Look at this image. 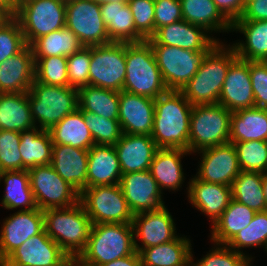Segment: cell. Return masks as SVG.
I'll return each mask as SVG.
<instances>
[{"label":"cell","mask_w":267,"mask_h":266,"mask_svg":"<svg viewBox=\"0 0 267 266\" xmlns=\"http://www.w3.org/2000/svg\"><path fill=\"white\" fill-rule=\"evenodd\" d=\"M0 231V264L28 238L44 230V213L39 208L18 210L2 223Z\"/></svg>","instance_id":"obj_16"},{"label":"cell","mask_w":267,"mask_h":266,"mask_svg":"<svg viewBox=\"0 0 267 266\" xmlns=\"http://www.w3.org/2000/svg\"><path fill=\"white\" fill-rule=\"evenodd\" d=\"M183 20L207 32H231L232 23L219 11L213 0H180ZM222 30V31H221Z\"/></svg>","instance_id":"obj_32"},{"label":"cell","mask_w":267,"mask_h":266,"mask_svg":"<svg viewBox=\"0 0 267 266\" xmlns=\"http://www.w3.org/2000/svg\"><path fill=\"white\" fill-rule=\"evenodd\" d=\"M23 1H25V0H18V8H19L20 3Z\"/></svg>","instance_id":"obj_62"},{"label":"cell","mask_w":267,"mask_h":266,"mask_svg":"<svg viewBox=\"0 0 267 266\" xmlns=\"http://www.w3.org/2000/svg\"><path fill=\"white\" fill-rule=\"evenodd\" d=\"M7 17L8 15L2 9H0V23Z\"/></svg>","instance_id":"obj_60"},{"label":"cell","mask_w":267,"mask_h":266,"mask_svg":"<svg viewBox=\"0 0 267 266\" xmlns=\"http://www.w3.org/2000/svg\"><path fill=\"white\" fill-rule=\"evenodd\" d=\"M249 74L255 97V107L267 109V62L249 61Z\"/></svg>","instance_id":"obj_50"},{"label":"cell","mask_w":267,"mask_h":266,"mask_svg":"<svg viewBox=\"0 0 267 266\" xmlns=\"http://www.w3.org/2000/svg\"><path fill=\"white\" fill-rule=\"evenodd\" d=\"M201 162L197 179L209 183L232 185L234 179L241 172L237 153L232 142L200 150Z\"/></svg>","instance_id":"obj_14"},{"label":"cell","mask_w":267,"mask_h":266,"mask_svg":"<svg viewBox=\"0 0 267 266\" xmlns=\"http://www.w3.org/2000/svg\"><path fill=\"white\" fill-rule=\"evenodd\" d=\"M21 132L0 130V172L22 170Z\"/></svg>","instance_id":"obj_47"},{"label":"cell","mask_w":267,"mask_h":266,"mask_svg":"<svg viewBox=\"0 0 267 266\" xmlns=\"http://www.w3.org/2000/svg\"><path fill=\"white\" fill-rule=\"evenodd\" d=\"M14 17L31 46L38 38L65 27L66 0H25Z\"/></svg>","instance_id":"obj_9"},{"label":"cell","mask_w":267,"mask_h":266,"mask_svg":"<svg viewBox=\"0 0 267 266\" xmlns=\"http://www.w3.org/2000/svg\"><path fill=\"white\" fill-rule=\"evenodd\" d=\"M263 192L265 197V203L267 206V171L262 173Z\"/></svg>","instance_id":"obj_57"},{"label":"cell","mask_w":267,"mask_h":266,"mask_svg":"<svg viewBox=\"0 0 267 266\" xmlns=\"http://www.w3.org/2000/svg\"><path fill=\"white\" fill-rule=\"evenodd\" d=\"M49 133L53 145H69L83 150H89L95 145L92 134L85 124L83 112L79 108L74 113L66 115L49 130Z\"/></svg>","instance_id":"obj_33"},{"label":"cell","mask_w":267,"mask_h":266,"mask_svg":"<svg viewBox=\"0 0 267 266\" xmlns=\"http://www.w3.org/2000/svg\"><path fill=\"white\" fill-rule=\"evenodd\" d=\"M34 80L35 61L30 45L0 64V93L28 92Z\"/></svg>","instance_id":"obj_22"},{"label":"cell","mask_w":267,"mask_h":266,"mask_svg":"<svg viewBox=\"0 0 267 266\" xmlns=\"http://www.w3.org/2000/svg\"><path fill=\"white\" fill-rule=\"evenodd\" d=\"M34 61L42 57L64 56L68 57L84 45L80 39L68 28L48 33L38 38L32 45Z\"/></svg>","instance_id":"obj_39"},{"label":"cell","mask_w":267,"mask_h":266,"mask_svg":"<svg viewBox=\"0 0 267 266\" xmlns=\"http://www.w3.org/2000/svg\"><path fill=\"white\" fill-rule=\"evenodd\" d=\"M127 4L134 18L135 42L150 39L155 33L154 0H129Z\"/></svg>","instance_id":"obj_46"},{"label":"cell","mask_w":267,"mask_h":266,"mask_svg":"<svg viewBox=\"0 0 267 266\" xmlns=\"http://www.w3.org/2000/svg\"><path fill=\"white\" fill-rule=\"evenodd\" d=\"M231 31L244 34L245 41L233 43L236 55L245 61H267V20L234 21Z\"/></svg>","instance_id":"obj_28"},{"label":"cell","mask_w":267,"mask_h":266,"mask_svg":"<svg viewBox=\"0 0 267 266\" xmlns=\"http://www.w3.org/2000/svg\"><path fill=\"white\" fill-rule=\"evenodd\" d=\"M191 242L178 236L176 239L144 248L140 252L142 266H184L191 260Z\"/></svg>","instance_id":"obj_34"},{"label":"cell","mask_w":267,"mask_h":266,"mask_svg":"<svg viewBox=\"0 0 267 266\" xmlns=\"http://www.w3.org/2000/svg\"><path fill=\"white\" fill-rule=\"evenodd\" d=\"M134 237L141 241V245L134 238L135 250L141 252L144 248L168 243L176 239V227L172 215L165 206L158 210L141 212L133 216Z\"/></svg>","instance_id":"obj_15"},{"label":"cell","mask_w":267,"mask_h":266,"mask_svg":"<svg viewBox=\"0 0 267 266\" xmlns=\"http://www.w3.org/2000/svg\"><path fill=\"white\" fill-rule=\"evenodd\" d=\"M92 1L96 2L99 5H102L105 3H116V2L128 3L129 0H92Z\"/></svg>","instance_id":"obj_58"},{"label":"cell","mask_w":267,"mask_h":266,"mask_svg":"<svg viewBox=\"0 0 267 266\" xmlns=\"http://www.w3.org/2000/svg\"><path fill=\"white\" fill-rule=\"evenodd\" d=\"M122 170L114 145H93L88 151L87 188L120 184Z\"/></svg>","instance_id":"obj_26"},{"label":"cell","mask_w":267,"mask_h":266,"mask_svg":"<svg viewBox=\"0 0 267 266\" xmlns=\"http://www.w3.org/2000/svg\"><path fill=\"white\" fill-rule=\"evenodd\" d=\"M231 111L219 103L193 105L189 152L230 142Z\"/></svg>","instance_id":"obj_7"},{"label":"cell","mask_w":267,"mask_h":266,"mask_svg":"<svg viewBox=\"0 0 267 266\" xmlns=\"http://www.w3.org/2000/svg\"><path fill=\"white\" fill-rule=\"evenodd\" d=\"M237 58L232 46L219 42L206 55L198 72L181 90L184 97L191 105L218 103L226 73Z\"/></svg>","instance_id":"obj_2"},{"label":"cell","mask_w":267,"mask_h":266,"mask_svg":"<svg viewBox=\"0 0 267 266\" xmlns=\"http://www.w3.org/2000/svg\"><path fill=\"white\" fill-rule=\"evenodd\" d=\"M154 112L155 99L120 91L118 121L122 133L151 136Z\"/></svg>","instance_id":"obj_19"},{"label":"cell","mask_w":267,"mask_h":266,"mask_svg":"<svg viewBox=\"0 0 267 266\" xmlns=\"http://www.w3.org/2000/svg\"><path fill=\"white\" fill-rule=\"evenodd\" d=\"M241 171H267V141H246L233 143Z\"/></svg>","instance_id":"obj_42"},{"label":"cell","mask_w":267,"mask_h":266,"mask_svg":"<svg viewBox=\"0 0 267 266\" xmlns=\"http://www.w3.org/2000/svg\"><path fill=\"white\" fill-rule=\"evenodd\" d=\"M214 249H211L206 256L194 262L191 251V260L194 266H251L252 257L239 253L231 249L227 245L216 244Z\"/></svg>","instance_id":"obj_48"},{"label":"cell","mask_w":267,"mask_h":266,"mask_svg":"<svg viewBox=\"0 0 267 266\" xmlns=\"http://www.w3.org/2000/svg\"><path fill=\"white\" fill-rule=\"evenodd\" d=\"M35 81L53 86H69L67 57H42L35 62Z\"/></svg>","instance_id":"obj_43"},{"label":"cell","mask_w":267,"mask_h":266,"mask_svg":"<svg viewBox=\"0 0 267 266\" xmlns=\"http://www.w3.org/2000/svg\"><path fill=\"white\" fill-rule=\"evenodd\" d=\"M204 28L181 20L158 28L148 39L151 45H167L192 51L206 50L216 39Z\"/></svg>","instance_id":"obj_21"},{"label":"cell","mask_w":267,"mask_h":266,"mask_svg":"<svg viewBox=\"0 0 267 266\" xmlns=\"http://www.w3.org/2000/svg\"><path fill=\"white\" fill-rule=\"evenodd\" d=\"M71 266H94V265L85 263L79 257L71 256Z\"/></svg>","instance_id":"obj_56"},{"label":"cell","mask_w":267,"mask_h":266,"mask_svg":"<svg viewBox=\"0 0 267 266\" xmlns=\"http://www.w3.org/2000/svg\"><path fill=\"white\" fill-rule=\"evenodd\" d=\"M52 139L48 130L38 127L21 132L19 150L22 157V170L49 165L52 156Z\"/></svg>","instance_id":"obj_35"},{"label":"cell","mask_w":267,"mask_h":266,"mask_svg":"<svg viewBox=\"0 0 267 266\" xmlns=\"http://www.w3.org/2000/svg\"><path fill=\"white\" fill-rule=\"evenodd\" d=\"M28 101L35 126L48 131L79 108L78 89L48 85L35 80L28 91Z\"/></svg>","instance_id":"obj_6"},{"label":"cell","mask_w":267,"mask_h":266,"mask_svg":"<svg viewBox=\"0 0 267 266\" xmlns=\"http://www.w3.org/2000/svg\"><path fill=\"white\" fill-rule=\"evenodd\" d=\"M27 46L19 21L8 16L0 23V64Z\"/></svg>","instance_id":"obj_45"},{"label":"cell","mask_w":267,"mask_h":266,"mask_svg":"<svg viewBox=\"0 0 267 266\" xmlns=\"http://www.w3.org/2000/svg\"><path fill=\"white\" fill-rule=\"evenodd\" d=\"M123 90L156 99L168 91L148 40L126 43Z\"/></svg>","instance_id":"obj_4"},{"label":"cell","mask_w":267,"mask_h":266,"mask_svg":"<svg viewBox=\"0 0 267 266\" xmlns=\"http://www.w3.org/2000/svg\"><path fill=\"white\" fill-rule=\"evenodd\" d=\"M0 9L8 16H14L18 11V0H0Z\"/></svg>","instance_id":"obj_55"},{"label":"cell","mask_w":267,"mask_h":266,"mask_svg":"<svg viewBox=\"0 0 267 266\" xmlns=\"http://www.w3.org/2000/svg\"><path fill=\"white\" fill-rule=\"evenodd\" d=\"M119 94V91L111 89L83 86L78 89L79 109L107 119L118 120Z\"/></svg>","instance_id":"obj_38"},{"label":"cell","mask_w":267,"mask_h":266,"mask_svg":"<svg viewBox=\"0 0 267 266\" xmlns=\"http://www.w3.org/2000/svg\"><path fill=\"white\" fill-rule=\"evenodd\" d=\"M100 10L111 42H135L134 18L127 3H105Z\"/></svg>","instance_id":"obj_37"},{"label":"cell","mask_w":267,"mask_h":266,"mask_svg":"<svg viewBox=\"0 0 267 266\" xmlns=\"http://www.w3.org/2000/svg\"><path fill=\"white\" fill-rule=\"evenodd\" d=\"M65 27L86 47L111 43L100 5L92 0H66Z\"/></svg>","instance_id":"obj_13"},{"label":"cell","mask_w":267,"mask_h":266,"mask_svg":"<svg viewBox=\"0 0 267 266\" xmlns=\"http://www.w3.org/2000/svg\"><path fill=\"white\" fill-rule=\"evenodd\" d=\"M219 11L233 23L245 9V0H213Z\"/></svg>","instance_id":"obj_53"},{"label":"cell","mask_w":267,"mask_h":266,"mask_svg":"<svg viewBox=\"0 0 267 266\" xmlns=\"http://www.w3.org/2000/svg\"><path fill=\"white\" fill-rule=\"evenodd\" d=\"M132 223L92 224L85 249L78 256L90 265L127 257L135 250Z\"/></svg>","instance_id":"obj_5"},{"label":"cell","mask_w":267,"mask_h":266,"mask_svg":"<svg viewBox=\"0 0 267 266\" xmlns=\"http://www.w3.org/2000/svg\"><path fill=\"white\" fill-rule=\"evenodd\" d=\"M82 112L95 144L115 145L120 140L123 133L118 120L107 119L86 111Z\"/></svg>","instance_id":"obj_44"},{"label":"cell","mask_w":267,"mask_h":266,"mask_svg":"<svg viewBox=\"0 0 267 266\" xmlns=\"http://www.w3.org/2000/svg\"><path fill=\"white\" fill-rule=\"evenodd\" d=\"M189 151L180 148H158L150 165L152 177L157 181L161 192L163 189L178 190L184 182L181 159Z\"/></svg>","instance_id":"obj_27"},{"label":"cell","mask_w":267,"mask_h":266,"mask_svg":"<svg viewBox=\"0 0 267 266\" xmlns=\"http://www.w3.org/2000/svg\"><path fill=\"white\" fill-rule=\"evenodd\" d=\"M44 229L69 256L78 257L85 249L90 230L91 219L79 201L66 208L43 210Z\"/></svg>","instance_id":"obj_3"},{"label":"cell","mask_w":267,"mask_h":266,"mask_svg":"<svg viewBox=\"0 0 267 266\" xmlns=\"http://www.w3.org/2000/svg\"><path fill=\"white\" fill-rule=\"evenodd\" d=\"M35 127L28 92L0 93V130L23 132Z\"/></svg>","instance_id":"obj_30"},{"label":"cell","mask_w":267,"mask_h":266,"mask_svg":"<svg viewBox=\"0 0 267 266\" xmlns=\"http://www.w3.org/2000/svg\"><path fill=\"white\" fill-rule=\"evenodd\" d=\"M256 211L231 199L228 207L211 227V241L227 245L235 235L245 228L254 218Z\"/></svg>","instance_id":"obj_31"},{"label":"cell","mask_w":267,"mask_h":266,"mask_svg":"<svg viewBox=\"0 0 267 266\" xmlns=\"http://www.w3.org/2000/svg\"><path fill=\"white\" fill-rule=\"evenodd\" d=\"M193 105L181 91L168 90L155 99L151 137L158 148L189 151L190 117Z\"/></svg>","instance_id":"obj_1"},{"label":"cell","mask_w":267,"mask_h":266,"mask_svg":"<svg viewBox=\"0 0 267 266\" xmlns=\"http://www.w3.org/2000/svg\"><path fill=\"white\" fill-rule=\"evenodd\" d=\"M3 179L5 193L2 197L1 205L13 210H31L38 208L30 186V177L28 170L0 172V182Z\"/></svg>","instance_id":"obj_36"},{"label":"cell","mask_w":267,"mask_h":266,"mask_svg":"<svg viewBox=\"0 0 267 266\" xmlns=\"http://www.w3.org/2000/svg\"><path fill=\"white\" fill-rule=\"evenodd\" d=\"M184 266H194L193 265V261L192 260H190L186 265H184Z\"/></svg>","instance_id":"obj_61"},{"label":"cell","mask_w":267,"mask_h":266,"mask_svg":"<svg viewBox=\"0 0 267 266\" xmlns=\"http://www.w3.org/2000/svg\"><path fill=\"white\" fill-rule=\"evenodd\" d=\"M267 20V0H251L236 21H265Z\"/></svg>","instance_id":"obj_52"},{"label":"cell","mask_w":267,"mask_h":266,"mask_svg":"<svg viewBox=\"0 0 267 266\" xmlns=\"http://www.w3.org/2000/svg\"><path fill=\"white\" fill-rule=\"evenodd\" d=\"M267 141V109L252 107L231 113L230 142Z\"/></svg>","instance_id":"obj_29"},{"label":"cell","mask_w":267,"mask_h":266,"mask_svg":"<svg viewBox=\"0 0 267 266\" xmlns=\"http://www.w3.org/2000/svg\"><path fill=\"white\" fill-rule=\"evenodd\" d=\"M88 151L69 145L52 146L50 165L79 193L87 188Z\"/></svg>","instance_id":"obj_24"},{"label":"cell","mask_w":267,"mask_h":266,"mask_svg":"<svg viewBox=\"0 0 267 266\" xmlns=\"http://www.w3.org/2000/svg\"><path fill=\"white\" fill-rule=\"evenodd\" d=\"M54 266H71V256L67 255L59 264Z\"/></svg>","instance_id":"obj_59"},{"label":"cell","mask_w":267,"mask_h":266,"mask_svg":"<svg viewBox=\"0 0 267 266\" xmlns=\"http://www.w3.org/2000/svg\"><path fill=\"white\" fill-rule=\"evenodd\" d=\"M218 43L219 39H216L204 51H192L167 45H151L167 89L181 91L198 72L206 55Z\"/></svg>","instance_id":"obj_8"},{"label":"cell","mask_w":267,"mask_h":266,"mask_svg":"<svg viewBox=\"0 0 267 266\" xmlns=\"http://www.w3.org/2000/svg\"><path fill=\"white\" fill-rule=\"evenodd\" d=\"M80 202L92 224L132 223L134 214L128 207L120 184L85 188Z\"/></svg>","instance_id":"obj_10"},{"label":"cell","mask_w":267,"mask_h":266,"mask_svg":"<svg viewBox=\"0 0 267 266\" xmlns=\"http://www.w3.org/2000/svg\"><path fill=\"white\" fill-rule=\"evenodd\" d=\"M94 266H142L140 253L135 251L133 254L116 259L114 261Z\"/></svg>","instance_id":"obj_54"},{"label":"cell","mask_w":267,"mask_h":266,"mask_svg":"<svg viewBox=\"0 0 267 266\" xmlns=\"http://www.w3.org/2000/svg\"><path fill=\"white\" fill-rule=\"evenodd\" d=\"M91 46H84L67 57L69 87L80 89L89 85Z\"/></svg>","instance_id":"obj_49"},{"label":"cell","mask_w":267,"mask_h":266,"mask_svg":"<svg viewBox=\"0 0 267 266\" xmlns=\"http://www.w3.org/2000/svg\"><path fill=\"white\" fill-rule=\"evenodd\" d=\"M126 43L91 46L89 85L122 91L126 77Z\"/></svg>","instance_id":"obj_11"},{"label":"cell","mask_w":267,"mask_h":266,"mask_svg":"<svg viewBox=\"0 0 267 266\" xmlns=\"http://www.w3.org/2000/svg\"><path fill=\"white\" fill-rule=\"evenodd\" d=\"M66 256L67 254L44 229L23 242L0 266H54Z\"/></svg>","instance_id":"obj_17"},{"label":"cell","mask_w":267,"mask_h":266,"mask_svg":"<svg viewBox=\"0 0 267 266\" xmlns=\"http://www.w3.org/2000/svg\"><path fill=\"white\" fill-rule=\"evenodd\" d=\"M218 103L231 112L255 107L249 61L237 58L229 67Z\"/></svg>","instance_id":"obj_20"},{"label":"cell","mask_w":267,"mask_h":266,"mask_svg":"<svg viewBox=\"0 0 267 266\" xmlns=\"http://www.w3.org/2000/svg\"><path fill=\"white\" fill-rule=\"evenodd\" d=\"M120 186L133 214L158 210L165 206L163 193L150 170L122 174Z\"/></svg>","instance_id":"obj_18"},{"label":"cell","mask_w":267,"mask_h":266,"mask_svg":"<svg viewBox=\"0 0 267 266\" xmlns=\"http://www.w3.org/2000/svg\"><path fill=\"white\" fill-rule=\"evenodd\" d=\"M114 148L122 174L149 170L158 149L151 136L126 133L122 134Z\"/></svg>","instance_id":"obj_23"},{"label":"cell","mask_w":267,"mask_h":266,"mask_svg":"<svg viewBox=\"0 0 267 266\" xmlns=\"http://www.w3.org/2000/svg\"><path fill=\"white\" fill-rule=\"evenodd\" d=\"M232 199L256 212L267 211L262 173L241 171L231 185Z\"/></svg>","instance_id":"obj_40"},{"label":"cell","mask_w":267,"mask_h":266,"mask_svg":"<svg viewBox=\"0 0 267 266\" xmlns=\"http://www.w3.org/2000/svg\"><path fill=\"white\" fill-rule=\"evenodd\" d=\"M228 247L241 252L242 248L267 247V211L256 212L251 222L227 244Z\"/></svg>","instance_id":"obj_41"},{"label":"cell","mask_w":267,"mask_h":266,"mask_svg":"<svg viewBox=\"0 0 267 266\" xmlns=\"http://www.w3.org/2000/svg\"><path fill=\"white\" fill-rule=\"evenodd\" d=\"M155 31L162 26L183 20L180 0H154Z\"/></svg>","instance_id":"obj_51"},{"label":"cell","mask_w":267,"mask_h":266,"mask_svg":"<svg viewBox=\"0 0 267 266\" xmlns=\"http://www.w3.org/2000/svg\"><path fill=\"white\" fill-rule=\"evenodd\" d=\"M36 205L41 210L66 208L80 201V193L49 165L28 169Z\"/></svg>","instance_id":"obj_12"},{"label":"cell","mask_w":267,"mask_h":266,"mask_svg":"<svg viewBox=\"0 0 267 266\" xmlns=\"http://www.w3.org/2000/svg\"><path fill=\"white\" fill-rule=\"evenodd\" d=\"M188 199L199 211L206 214L212 224L221 216L232 199L231 187L209 183L195 176L188 182Z\"/></svg>","instance_id":"obj_25"}]
</instances>
